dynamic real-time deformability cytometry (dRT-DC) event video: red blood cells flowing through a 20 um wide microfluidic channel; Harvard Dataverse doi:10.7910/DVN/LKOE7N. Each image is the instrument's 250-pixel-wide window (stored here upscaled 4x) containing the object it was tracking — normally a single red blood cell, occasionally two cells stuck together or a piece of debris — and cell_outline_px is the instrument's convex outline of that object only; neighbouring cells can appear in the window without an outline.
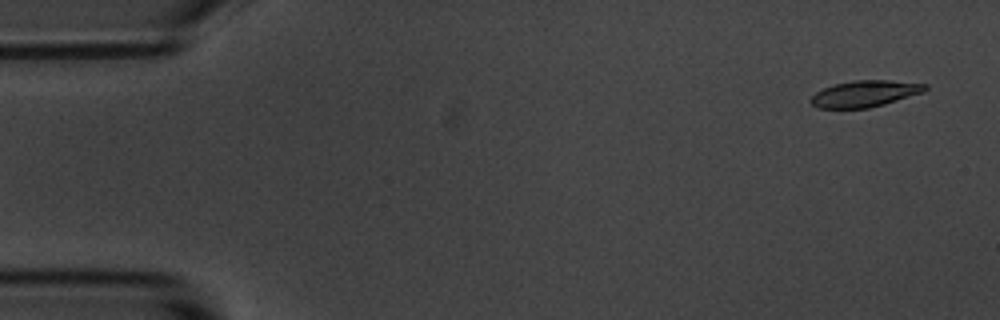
{"species": "common noctule bat (a hibernating species)", "species_latin": "Nyctalus noctula", "temperature_condition": "room temperature", "stored_images_in_passage": 6, "segment_of_instrument_passage": [1, 2], "camera_frame_rate_fps": 3000, "um_per_image_px": 0.085, "animal": {"sex": "male", "body_mass_g": 20.1, "forearm_length_mm": 53.5}, "frame": {"image": 1, "passage_image": 1, "time_ms": 0.0, "image_size_px": [1000, 320], "cell_outline_px": [[928, 88], [924, 92], [884, 104], [868, 108], [816, 108], [808, 100], [816, 92], [824, 88], [836, 84], [856, 80], [888, 80], [928, 84]], "centroid_in_image_um": [73.52, 7.96], "position_along_channel_um": 11.5, "area_um2": 17.51}}
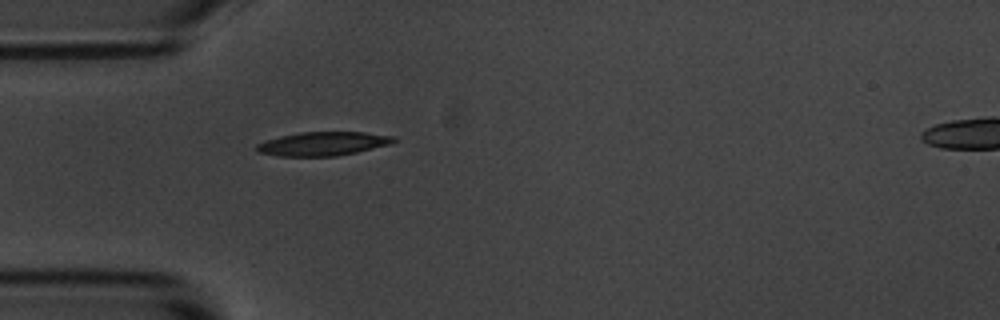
{"frame": {"image": 2, "passage_image": 5, "time_ms": 1.333, "image_size_px": [1000, 320], "cell_outline_px": [[396, 140], [392, 144], [356, 152], [336, 156], [280, 156], [260, 152], [256, 148], [256, 144], [280, 136], [300, 132], [364, 132], [396, 136]], "centroid_in_image_um": [27.51, 12.21], "position_along_channel_um": 57.5, "area_um2": 18.9}}